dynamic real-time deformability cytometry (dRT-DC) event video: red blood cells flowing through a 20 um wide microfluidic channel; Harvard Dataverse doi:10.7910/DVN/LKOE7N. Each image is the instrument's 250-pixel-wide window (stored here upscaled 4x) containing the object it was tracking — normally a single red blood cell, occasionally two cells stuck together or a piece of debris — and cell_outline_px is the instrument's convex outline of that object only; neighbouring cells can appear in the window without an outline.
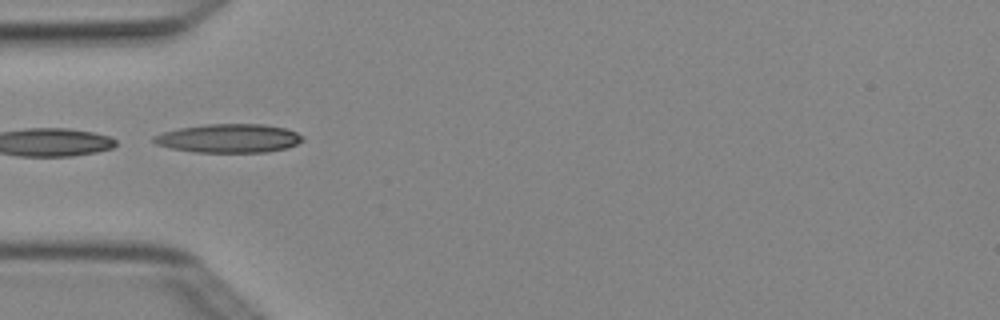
{"species": "Egyptian fruit bat (a non-hibernating species)", "species_latin": "Rousettus aegyptiacus", "temperature_condition": "cold", "stored_images_in_passage": 5, "camera_frame_rate_fps": 3000, "um_per_image_px": 0.085, "animal": {"sex": "female"}, "frame": {"image": 1, "passage_image": 4, "time_ms": 1.0, "image_size_px": [1000, 320], "cell_outline_px": [[304, 140], [288, 148], [264, 152], [196, 152], [172, 148], [156, 144], [152, 140], [152, 136], [164, 132], [180, 128], [204, 124], [264, 124], [284, 128], [296, 132], [304, 136]], "centroid_in_image_um": [19.47, 11.75], "position_along_channel_um": 65.5, "area_um2": 24.85}}
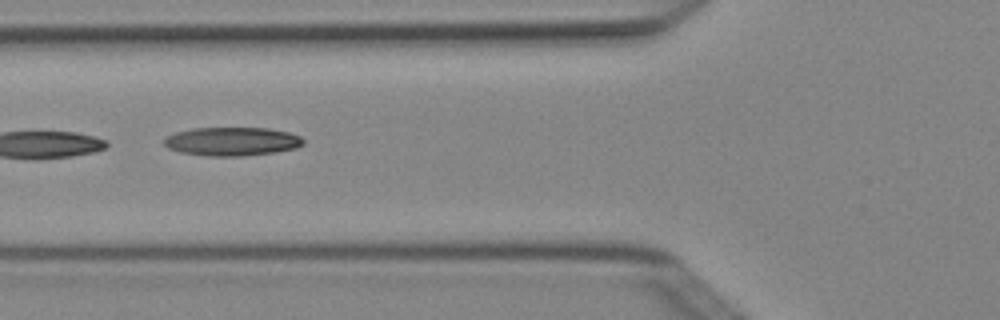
{"frame": {"image": 2, "passage_image": 5, "time_ms": 1.333, "image_size_px": [1000, 320], "cell_outline_px": [[304, 144], [296, 148], [276, 152], [244, 156], [208, 156], [180, 152], [168, 148], [164, 144], [164, 140], [168, 136], [176, 132], [192, 128], [268, 128], [288, 132], [300, 136], [304, 140]], "centroid_in_image_um": [19.74, 12.02], "position_along_channel_um": 106.1, "area_um2": 23.24}}